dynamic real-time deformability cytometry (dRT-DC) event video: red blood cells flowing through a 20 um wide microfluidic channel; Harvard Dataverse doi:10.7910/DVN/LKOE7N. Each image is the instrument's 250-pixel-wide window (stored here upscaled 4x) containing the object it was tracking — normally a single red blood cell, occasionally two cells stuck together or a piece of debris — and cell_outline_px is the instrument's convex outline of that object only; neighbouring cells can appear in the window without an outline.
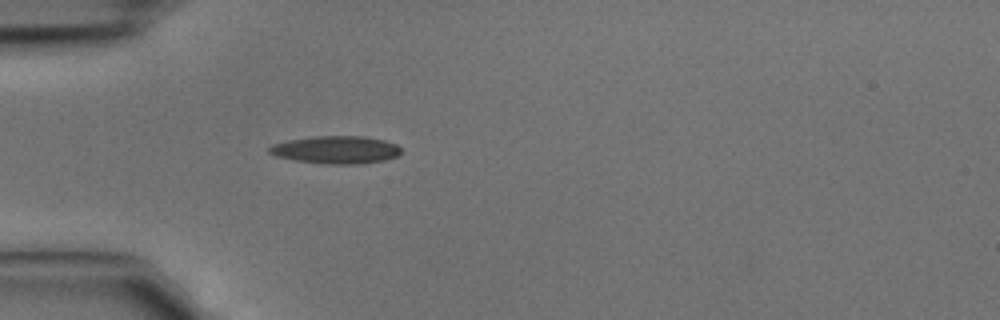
{"species": "common noctule bat (a hibernating species)", "species_latin": "Nyctalus noctula", "temperature_condition": "cold", "stored_images_in_passage": 1, "camera_frame_rate_fps": 3000, "um_per_image_px": 0.085, "animal": {"sex": "male", "body_mass_g": 15.6}, "frame": {"image": 1, "passage_image": 1, "time_ms": 0.0, "image_size_px": [1000, 320], "cell_outline_px": [[400, 152], [396, 156], [384, 160], [360, 164], [324, 164], [296, 160], [276, 156], [268, 152], [268, 148], [272, 144], [288, 140], [316, 136], [364, 136], [384, 140], [396, 144], [400, 148]], "centroid_in_image_um": [28.54, 12.73], "position_along_channel_um": 56.5, "area_um2": 21.21}}